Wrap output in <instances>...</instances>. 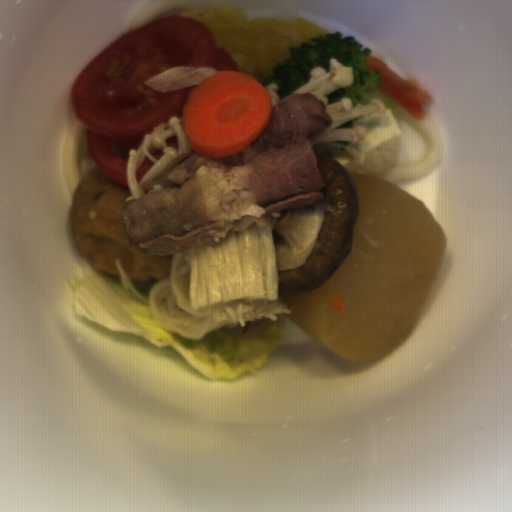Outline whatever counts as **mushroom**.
Here are the masks:
<instances>
[{
	"label": "mushroom",
	"instance_id": "mushroom-1",
	"mask_svg": "<svg viewBox=\"0 0 512 512\" xmlns=\"http://www.w3.org/2000/svg\"><path fill=\"white\" fill-rule=\"evenodd\" d=\"M324 187L323 198L276 217L274 244L278 297L316 290L330 279L353 250L360 213L353 175L332 155L312 149Z\"/></svg>",
	"mask_w": 512,
	"mask_h": 512
}]
</instances>
